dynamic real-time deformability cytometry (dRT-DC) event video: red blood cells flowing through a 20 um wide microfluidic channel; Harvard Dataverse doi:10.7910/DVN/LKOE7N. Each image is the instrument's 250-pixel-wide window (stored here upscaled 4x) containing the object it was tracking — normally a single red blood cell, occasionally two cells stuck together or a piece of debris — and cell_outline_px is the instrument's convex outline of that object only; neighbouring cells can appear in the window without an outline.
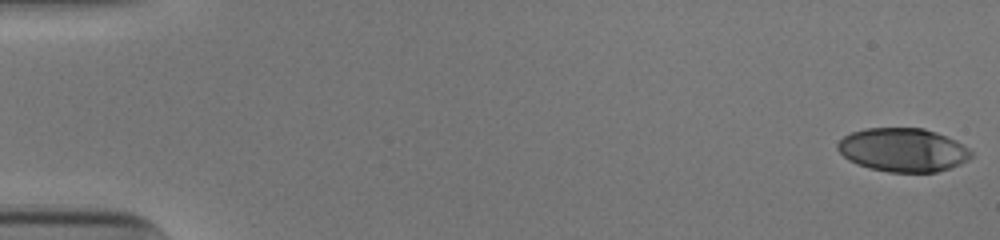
{"species": "human", "species_latin": "Homo sapiens", "temperature_condition": "cold", "stored_images_in_passage": 18, "camera_frame_rate_fps": 3000, "um_per_image_px": 0.085, "donor": {"sex": "male"}, "frame": {"image": 1, "passage_image": 1, "time_ms": 0.0, "image_size_px": [1000, 240], "cell_outline_px": [[972, 156], [968, 160], [960, 164], [936, 172], [888, 172], [868, 168], [856, 164], [848, 160], [836, 148], [836, 144], [844, 136], [852, 132], [864, 128], [924, 128], [936, 132], [956, 140], [968, 148], [972, 152]], "centroid_in_image_um": [76.73, 12.74], "position_along_channel_um": 8.3, "area_um2": 34.04}}